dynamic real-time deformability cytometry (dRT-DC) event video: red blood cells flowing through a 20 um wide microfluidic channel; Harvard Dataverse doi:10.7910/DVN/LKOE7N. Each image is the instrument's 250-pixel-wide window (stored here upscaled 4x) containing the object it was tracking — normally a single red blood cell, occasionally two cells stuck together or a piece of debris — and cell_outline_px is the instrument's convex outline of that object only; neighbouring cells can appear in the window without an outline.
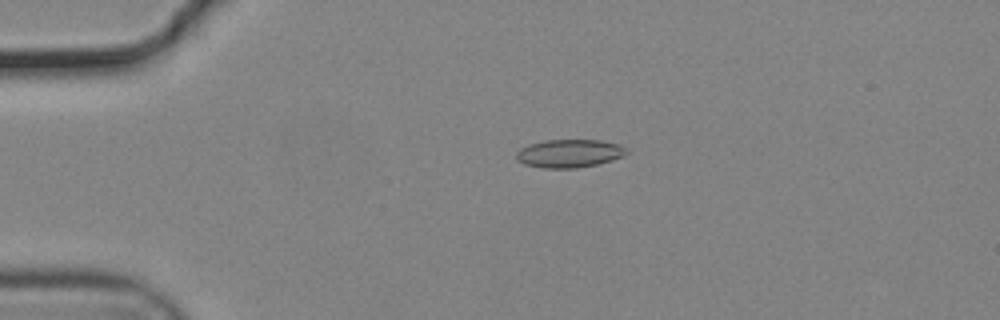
{"species": "common noctule bat (a hibernating species)", "species_latin": "Nyctalus noctula", "temperature_condition": "cold", "stored_images_in_passage": 56, "camera_frame_rate_fps": 3000, "um_per_image_px": 0.085, "animal": {"sex": "male", "body_mass_g": 19.2, "forearm_length_mm": 51.8}, "frame": {"image": 1, "passage_image": 13, "time_ms": 4.0, "image_size_px": [1000, 320], "cell_outline_px": [[628, 152], [624, 156], [612, 160], [596, 164], [576, 168], [544, 168], [524, 164], [516, 160], [516, 152], [520, 148], [528, 144], [544, 140], [600, 140], [620, 144]], "centroid_in_image_um": [48.36, 13.03], "position_along_channel_um": 36.6, "area_um2": 18.15}}
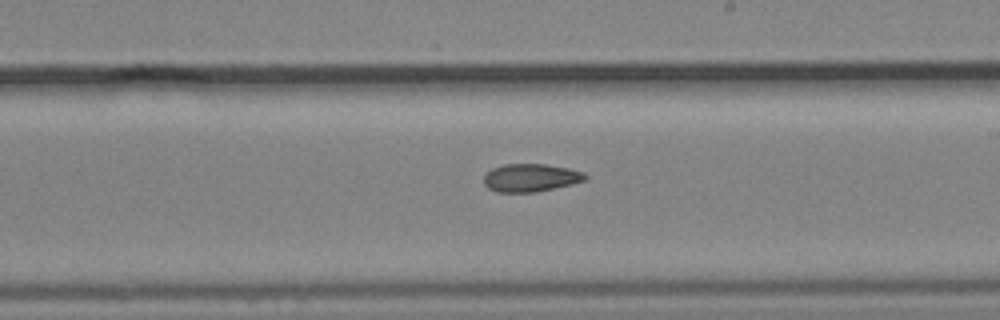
{"frame": {"image": 2, "passage_image": 33, "time_ms": 10.667, "image_size_px": [1000, 320], "cell_outline_px": [[588, 176], [584, 180], [572, 184], [536, 192], [496, 192], [488, 188], [484, 184], [484, 176], [492, 168], [504, 164], [544, 164], [568, 168], [584, 172]], "centroid_in_image_um": [45.1, 15.11], "position_along_channel_um": 243.9, "area_um2": 16.47}}
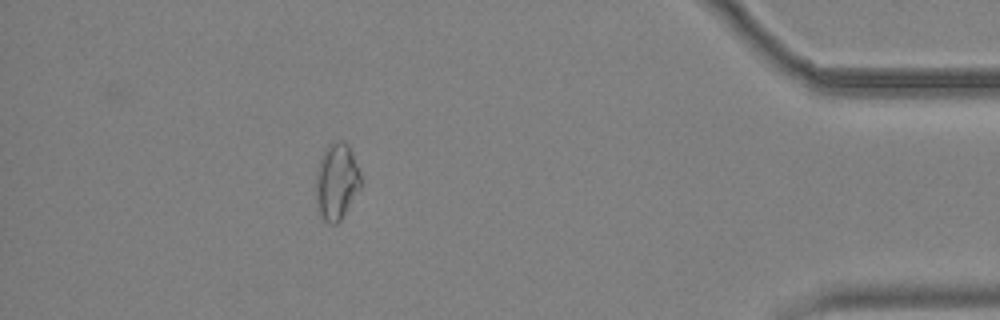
{"frame": {"image": 3, "passage_image": 50, "time_ms": 16.333, "image_size_px": [1000, 320], "cell_outline_px": [[360, 188], [340, 220], [336, 224], [328, 224], [316, 212], [316, 172], [320, 156], [324, 148], [332, 140], [344, 140], [348, 144], [352, 152], [360, 172]], "centroid_in_image_um": [28.57, 15.4], "position_along_channel_um": 406.6, "area_um2": 20.4}, "authors_computed_cell_mechanics": {"area_um2": 17.7157, "velocity_mm_per_s": 3.724, "shape_relaxation_time_tau1_ms": null, "shape_relaxation_time_tau2_ms": 9.2126, "deformation_change_tau1": null, "deformation_change_tau2": 0.1504}}